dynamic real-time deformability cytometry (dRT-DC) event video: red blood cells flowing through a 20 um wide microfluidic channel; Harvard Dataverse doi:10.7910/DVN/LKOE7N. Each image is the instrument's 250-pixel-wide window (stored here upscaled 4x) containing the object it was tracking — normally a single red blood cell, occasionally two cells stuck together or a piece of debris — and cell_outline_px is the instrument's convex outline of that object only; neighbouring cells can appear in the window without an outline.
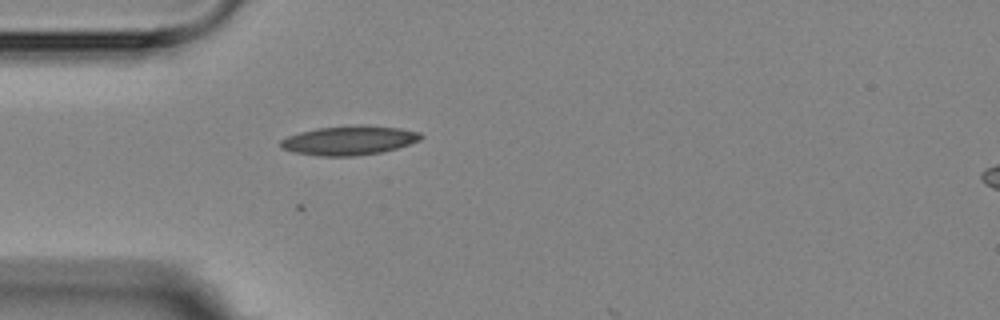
{"species": "Egyptian fruit bat (a non-hibernating species)", "species_latin": "Rousettus aegyptiacus", "temperature_condition": "room temperature", "stored_images_in_passage": 3, "camera_frame_rate_fps": 3000, "um_per_image_px": 0.085, "animal": {"sex": "female"}, "frame": {"image": 1, "passage_image": 2, "time_ms": 1.0, "image_size_px": [1000, 320], "cell_outline_px": [[424, 136], [420, 140], [396, 148], [380, 152], [356, 156], [316, 156], [292, 152], [280, 148], [280, 140], [288, 136], [300, 132], [316, 128], [360, 124], [400, 128], [420, 132]], "centroid_in_image_um": [29.65, 11.93], "position_along_channel_um": 55.4, "area_um2": 24.04}}